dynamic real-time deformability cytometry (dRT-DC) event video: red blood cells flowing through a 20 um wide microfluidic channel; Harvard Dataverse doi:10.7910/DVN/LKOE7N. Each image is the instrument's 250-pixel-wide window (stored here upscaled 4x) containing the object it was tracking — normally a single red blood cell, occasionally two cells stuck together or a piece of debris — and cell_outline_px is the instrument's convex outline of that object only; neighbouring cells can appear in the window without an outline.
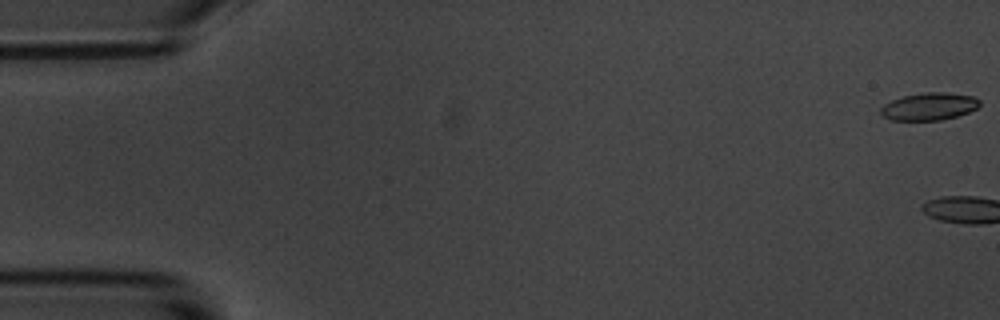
{"species": "common noctule bat (a hibernating species)", "species_latin": "Nyctalus noctula", "temperature_condition": "room temperature", "stored_images_in_passage": 5, "camera_frame_rate_fps": 3000, "um_per_image_px": 0.085, "animal": {"sex": "male", "body_mass_g": 20.1, "forearm_length_mm": 53.5}, "frame": {"image": 1, "passage_image": 1, "time_ms": 0.0, "image_size_px": [1000, 320], "cell_outline_px": [[980, 104], [976, 108], [968, 112], [956, 116], [940, 120], [892, 120], [884, 116], [880, 112], [880, 108], [884, 104], [892, 100], [904, 96], [924, 92], [944, 92], [972, 96], [980, 100]], "centroid_in_image_um": [78.97, 9.04], "position_along_channel_um": 6.0, "area_um2": 15.66}}